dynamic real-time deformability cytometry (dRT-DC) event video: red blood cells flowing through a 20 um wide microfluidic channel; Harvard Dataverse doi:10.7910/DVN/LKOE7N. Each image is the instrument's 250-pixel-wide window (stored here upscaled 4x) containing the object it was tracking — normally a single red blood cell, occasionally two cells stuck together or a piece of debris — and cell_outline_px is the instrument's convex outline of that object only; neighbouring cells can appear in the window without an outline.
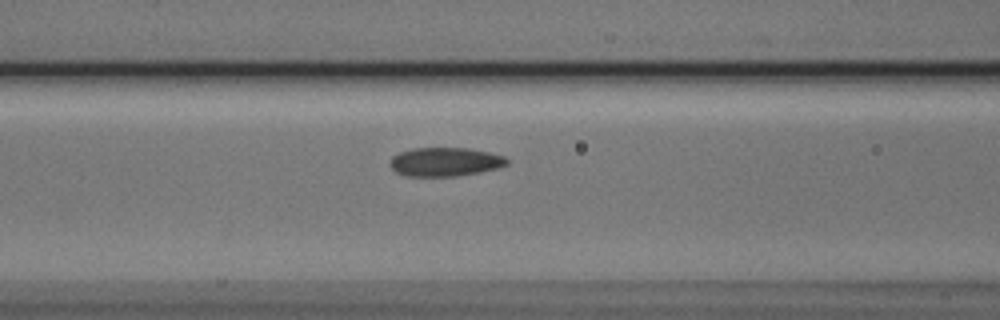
{"species": "Egyptian fruit bat (a non-hibernating species)", "species_latin": "Rousettus aegyptiacus", "temperature_condition": "cold", "stored_images_in_passage": 13, "camera_frame_rate_fps": 3000, "um_per_image_px": 0.085, "animal": {"sex": "male"}, "frame": {"image": 1, "passage_image": 8, "time_ms": 2.333, "image_size_px": [1000, 320], "cell_outline_px": [[508, 164], [500, 168], [480, 172], [456, 176], [404, 176], [396, 172], [388, 164], [392, 156], [400, 152], [412, 148], [468, 148], [488, 152], [504, 156], [508, 160]], "centroid_in_image_um": [37.82, 13.76], "position_along_channel_um": 128.8, "area_um2": 19.77}}
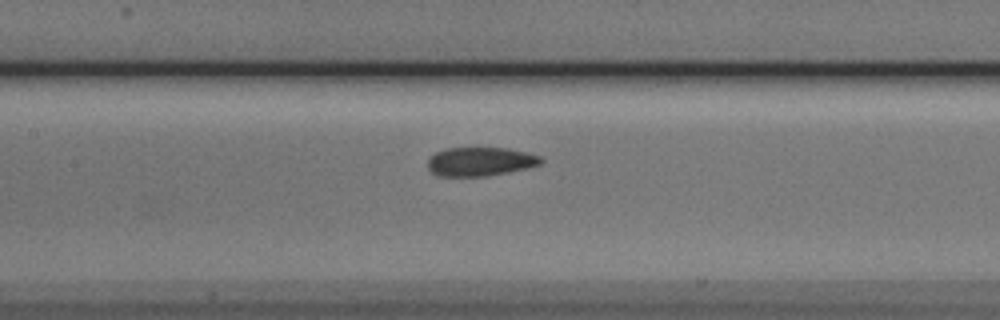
{"frame": {"image": 2, "passage_image": 11, "time_ms": 3.333, "image_size_px": [1000, 320], "cell_outline_px": [[544, 160], [540, 164], [528, 168], [508, 172], [484, 176], [436, 176], [428, 168], [428, 156], [444, 148], [508, 148], [540, 156]], "centroid_in_image_um": [40.79, 13.73], "position_along_channel_um": 166.6, "area_um2": 19.07}}